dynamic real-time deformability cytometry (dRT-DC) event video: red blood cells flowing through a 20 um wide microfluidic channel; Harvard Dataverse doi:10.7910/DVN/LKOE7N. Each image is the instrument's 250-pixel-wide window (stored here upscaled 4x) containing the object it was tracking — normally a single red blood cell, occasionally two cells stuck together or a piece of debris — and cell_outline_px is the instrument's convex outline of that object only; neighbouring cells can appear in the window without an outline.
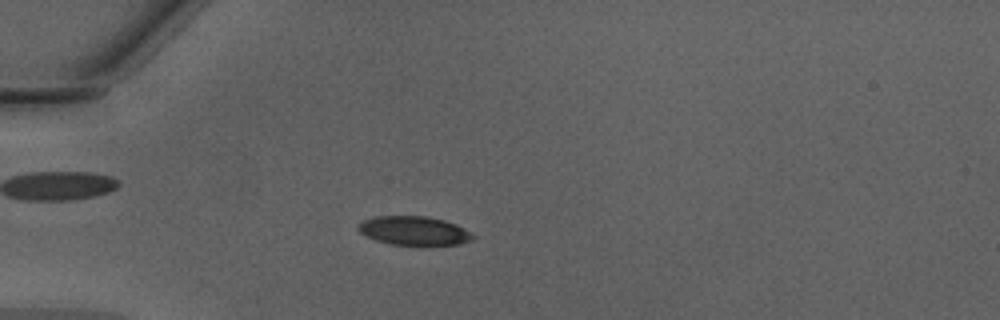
{"species": "Egyptian fruit bat (a non-hibernating species)", "species_latin": "Rousettus aegyptiacus", "temperature_condition": "warm", "stored_images_in_passage": 29, "camera_frame_rate_fps": 3000, "um_per_image_px": 0.085, "animal": {"sex": "male"}, "frame": {"image": 1, "passage_image": 1, "time_ms": 0.0, "image_size_px": [1000, 320], "cell_outline_px": [[476, 236], [472, 240], [460, 244], [392, 244], [376, 240], [360, 232], [356, 228], [364, 220], [376, 216], [428, 216], [444, 220], [456, 224], [464, 228]], "centroid_in_image_um": [35.22, 19.59], "position_along_channel_um": 49.8, "area_um2": 19.02}}
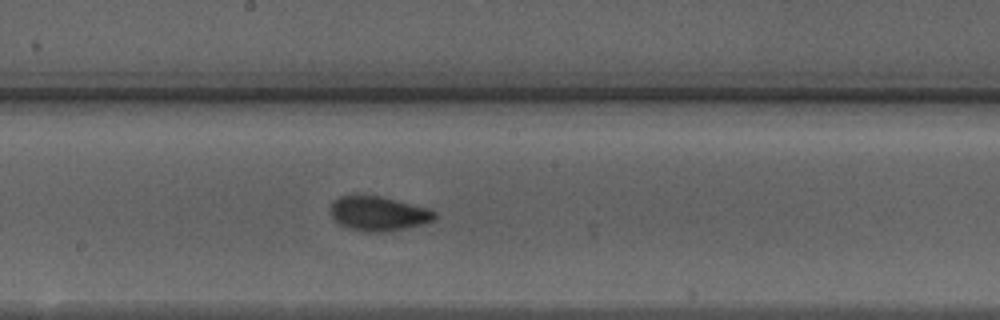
{"frame": {"image": 2, "passage_image": 14, "time_ms": 4.333, "image_size_px": [1000, 320], "cell_outline_px": [[436, 216], [432, 220], [420, 224], [388, 232], [360, 232], [348, 228], [332, 220], [328, 212], [328, 208], [332, 200], [340, 196], [380, 196], [424, 208], [436, 212]], "centroid_in_image_um": [32.03, 18.17], "position_along_channel_um": 216.2, "area_um2": 20.87}}
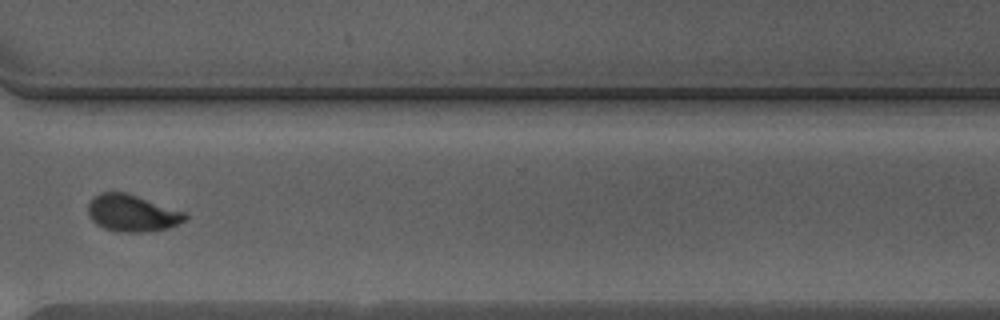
{"frame": {"image": 3, "passage_image": 24, "time_ms": 7.667, "image_size_px": [1000, 320], "cell_outline_px": [[188, 216], [184, 220], [168, 228], [144, 232], [120, 232], [104, 228], [96, 224], [92, 220], [88, 212], [88, 204], [100, 192], [128, 192], [184, 212]], "centroid_in_image_um": [11.21, 18.11], "position_along_channel_um": 359.4, "area_um2": 20.69}, "authors_computed_cell_mechanics": {"area_um2": 20.6346, "velocity_mm_per_s": 4.2996, "shape_relaxation_time_tau1_ms": 3.1272, "shape_relaxation_time_tau2_ms": 0.7889, "deformation_change_tau1": 0.1379, "deformation_change_tau2": 0.0529}}